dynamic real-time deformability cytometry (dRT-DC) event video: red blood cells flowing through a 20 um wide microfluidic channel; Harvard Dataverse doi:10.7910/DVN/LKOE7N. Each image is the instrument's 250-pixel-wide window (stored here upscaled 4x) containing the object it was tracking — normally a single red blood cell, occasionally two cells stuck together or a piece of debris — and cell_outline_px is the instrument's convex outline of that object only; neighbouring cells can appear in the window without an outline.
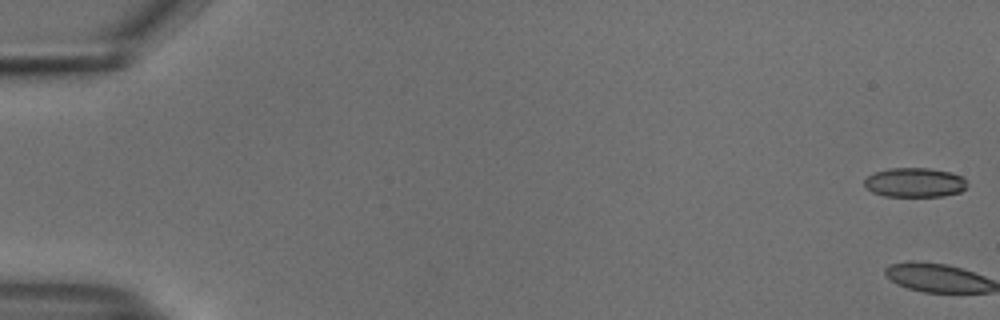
{"species": "common noctule bat (a hibernating species)", "species_latin": "Nyctalus noctula", "temperature_condition": "cold", "stored_images_in_passage": 3, "camera_frame_rate_fps": 3000, "um_per_image_px": 0.085, "animal": {"sex": "male", "body_mass_g": 18.8}, "frame": {"image": 1, "passage_image": 1, "time_ms": 0.0, "image_size_px": [1000, 320], "cell_outline_px": [[968, 184], [960, 192], [944, 196], [884, 196], [872, 192], [864, 184], [864, 180], [872, 172], [888, 168], [928, 168], [952, 172], [960, 176]], "centroid_in_image_um": [77.73, 15.5], "position_along_channel_um": 7.3, "area_um2": 17.63}}